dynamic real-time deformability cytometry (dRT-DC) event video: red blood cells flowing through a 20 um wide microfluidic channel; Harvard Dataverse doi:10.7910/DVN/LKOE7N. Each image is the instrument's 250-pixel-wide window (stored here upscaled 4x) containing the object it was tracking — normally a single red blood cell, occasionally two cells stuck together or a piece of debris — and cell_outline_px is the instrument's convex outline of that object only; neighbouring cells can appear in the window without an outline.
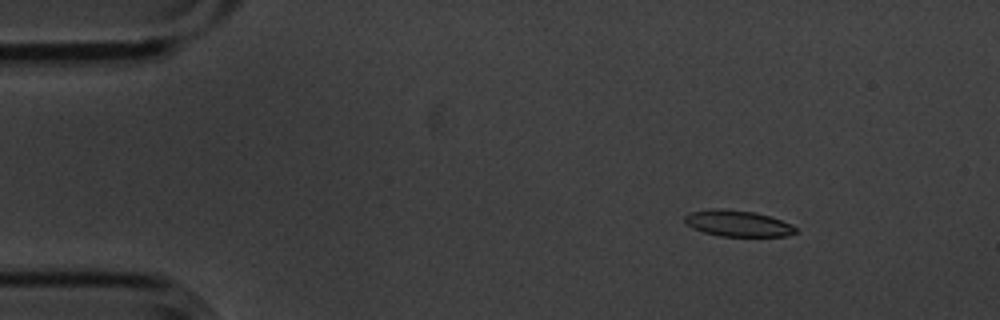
{"species": "common noctule bat (a hibernating species)", "species_latin": "Nyctalus noctula", "temperature_condition": "cold", "stored_images_in_passage": 5, "camera_frame_rate_fps": 3000, "um_per_image_px": 0.085, "animal": {"sex": "male", "body_mass_g": 20.1, "forearm_length_mm": 53.5}, "frame": {"image": 1, "passage_image": 3, "time_ms": 0.667, "image_size_px": [1000, 320], "cell_outline_px": [[796, 232], [788, 236], [720, 236], [704, 232], [692, 228], [684, 220], [684, 216], [688, 212], [712, 208], [720, 208], [752, 212], [768, 216], [792, 224], [796, 228]], "centroid_in_image_um": [62.67, 18.99], "position_along_channel_um": 22.3, "area_um2": 16.82}}